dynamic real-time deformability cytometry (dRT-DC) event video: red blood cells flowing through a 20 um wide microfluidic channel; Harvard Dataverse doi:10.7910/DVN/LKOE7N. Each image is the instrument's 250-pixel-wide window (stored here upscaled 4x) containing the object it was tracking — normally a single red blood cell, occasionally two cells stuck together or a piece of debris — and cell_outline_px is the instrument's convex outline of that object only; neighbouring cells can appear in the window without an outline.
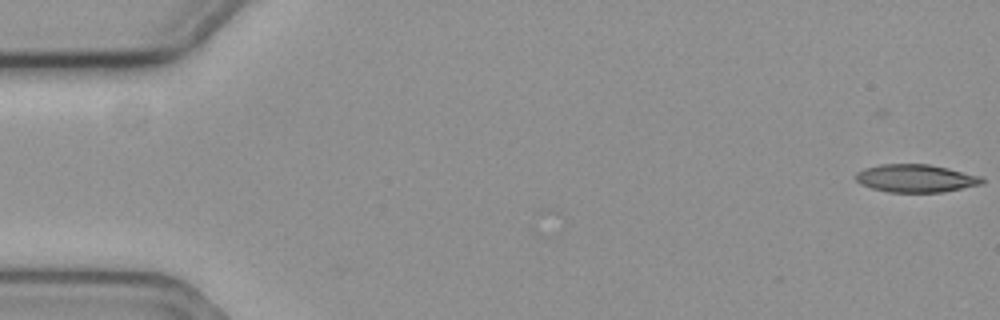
{"species": "common noctule bat (a hibernating species)", "species_latin": "Nyctalus noctula", "temperature_condition": "cold", "stored_images_in_passage": 7, "camera_frame_rate_fps": 3000, "um_per_image_px": 0.085, "animal": {"sex": "female", "body_mass_g": 19.3, "forearm_length_mm": 54.1}, "frame": {"image": 1, "passage_image": 1, "time_ms": 0.0, "image_size_px": [1000, 320], "cell_outline_px": [[984, 180], [980, 184], [944, 192], [888, 192], [872, 188], [860, 184], [856, 180], [856, 172], [864, 168], [880, 164], [928, 164], [948, 168], [980, 176]], "centroid_in_image_um": [77.8, 15.15], "position_along_channel_um": 7.2, "area_um2": 20.4}}